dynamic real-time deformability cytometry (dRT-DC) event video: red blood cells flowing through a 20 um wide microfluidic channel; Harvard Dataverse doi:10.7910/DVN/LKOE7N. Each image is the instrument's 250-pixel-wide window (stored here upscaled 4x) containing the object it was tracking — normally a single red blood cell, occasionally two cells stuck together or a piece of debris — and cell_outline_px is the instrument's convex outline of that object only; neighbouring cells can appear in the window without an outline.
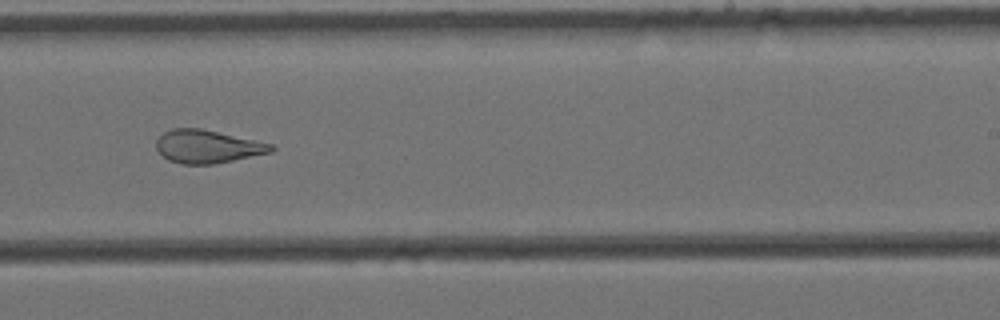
{"species": "Egyptian fruit bat (a non-hibernating species)", "species_latin": "Rousettus aegyptiacus", "temperature_condition": "cold", "stored_images_in_passage": 16, "camera_frame_rate_fps": 3000, "um_per_image_px": 0.085, "animal": {"sex": "female"}, "frame": {"image": 1, "passage_image": 10, "time_ms": 3.0, "image_size_px": [1000, 320], "cell_outline_px": [[276, 148], [272, 152], [212, 164], [184, 164], [168, 160], [156, 148], [156, 140], [164, 132], [172, 128], [200, 128], [272, 144]], "centroid_in_image_um": [17.62, 12.45], "position_along_channel_um": 271.4, "area_um2": 21.85}}
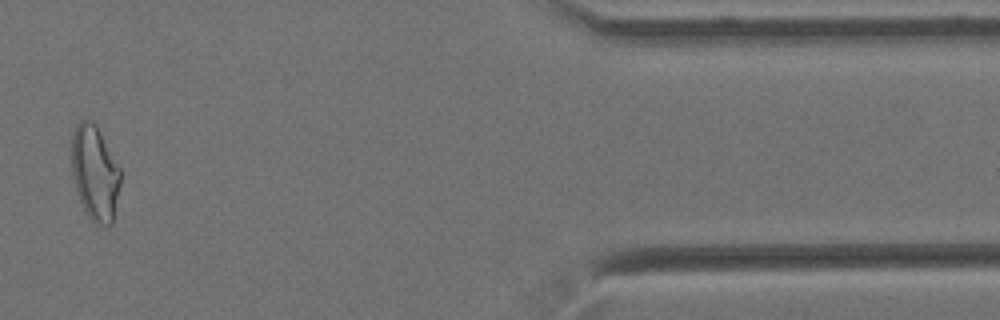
{"frame": {"image": 2, "passage_image": 14, "time_ms": 4.333, "image_size_px": [1000, 320], "cell_outline_px": [[120, 184], [112, 224], [96, 224], [88, 216], [76, 192], [72, 176], [72, 132], [76, 124], [80, 120], [92, 120], [96, 124], [120, 168]], "centroid_in_image_um": [8.05, 14.67], "position_along_channel_um": 403.3, "area_um2": 26.93}}